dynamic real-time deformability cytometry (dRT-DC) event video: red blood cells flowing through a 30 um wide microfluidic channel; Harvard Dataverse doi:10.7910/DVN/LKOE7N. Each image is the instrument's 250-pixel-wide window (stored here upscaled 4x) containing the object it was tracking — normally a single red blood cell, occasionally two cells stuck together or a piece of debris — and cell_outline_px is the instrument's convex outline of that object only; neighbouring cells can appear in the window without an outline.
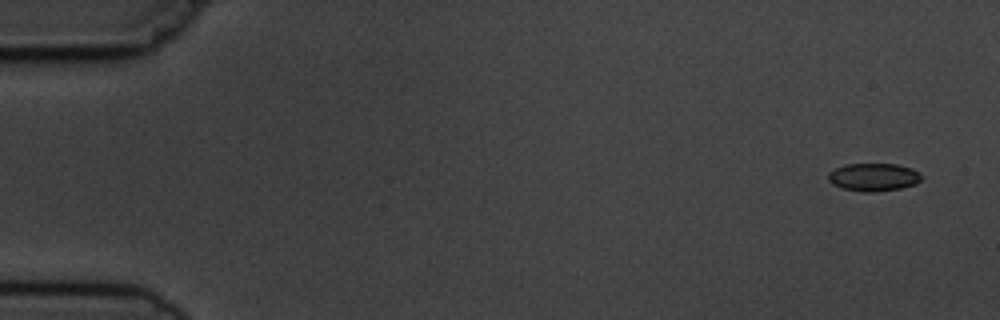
{"species": "common noctule bat (a hibernating species)", "species_latin": "Nyctalus noctula", "temperature_condition": "cold", "stored_images_in_passage": 5, "camera_frame_rate_fps": 3000, "um_per_image_px": 0.085, "animal": {"sex": "male", "body_mass_g": 19.5, "forearm_length_mm": 54.6}, "frame": {"image": 1, "passage_image": 1, "time_ms": 0.0, "image_size_px": [1000, 320], "cell_outline_px": [[924, 176], [916, 184], [900, 188], [872, 192], [860, 192], [840, 188], [832, 184], [828, 180], [828, 172], [844, 164], [896, 164], [912, 168], [920, 172]], "centroid_in_image_um": [74.25, 15.06], "position_along_channel_um": 10.8, "area_um2": 15.37}}
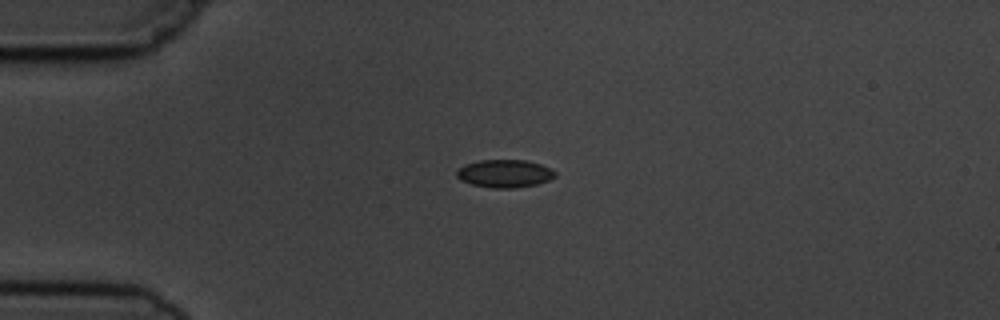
{"frame": {"image": 2, "passage_image": 4, "time_ms": 3.667, "image_size_px": [1000, 320], "cell_outline_px": [[556, 176], [548, 180], [536, 184], [516, 188], [492, 188], [472, 184], [460, 180], [456, 176], [456, 172], [464, 164], [480, 160], [524, 160], [540, 164], [552, 168], [556, 172]], "centroid_in_image_um": [42.9, 14.75], "position_along_channel_um": 42.1, "area_um2": 16.01}}